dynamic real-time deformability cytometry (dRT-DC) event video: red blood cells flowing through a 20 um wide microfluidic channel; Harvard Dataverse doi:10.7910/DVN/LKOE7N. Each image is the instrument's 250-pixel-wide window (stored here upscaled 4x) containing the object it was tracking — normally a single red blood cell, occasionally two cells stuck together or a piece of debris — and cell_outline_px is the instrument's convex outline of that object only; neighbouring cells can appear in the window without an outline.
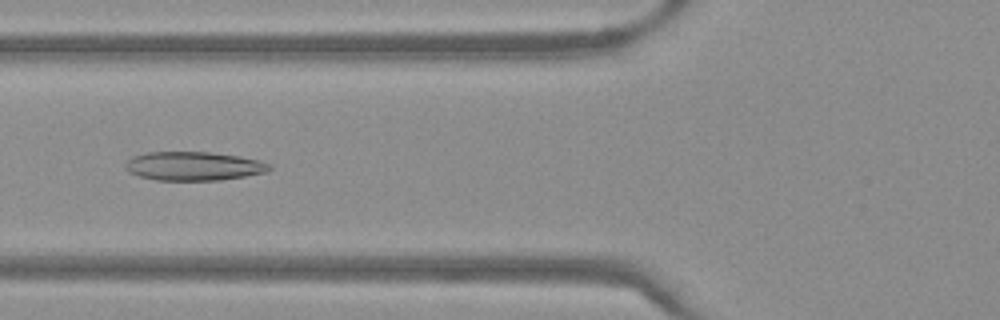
{"species": "Egyptian fruit bat (a non-hibernating species)", "species_latin": "Rousettus aegyptiacus", "temperature_condition": "warm", "stored_images_in_passage": 37, "camera_frame_rate_fps": 3000, "um_per_image_px": 0.085, "frame": {"image": 1, "passage_image": 7, "time_ms": 2.0, "image_size_px": [1000, 320], "cell_outline_px": [[272, 168], [268, 172], [220, 180], [156, 180], [140, 176], [128, 172], [124, 168], [124, 164], [132, 156], [148, 152], [212, 152], [240, 156], [260, 160], [272, 164]], "centroid_in_image_um": [16.48, 14.11], "position_along_channel_um": 109.3, "area_um2": 24.39}}
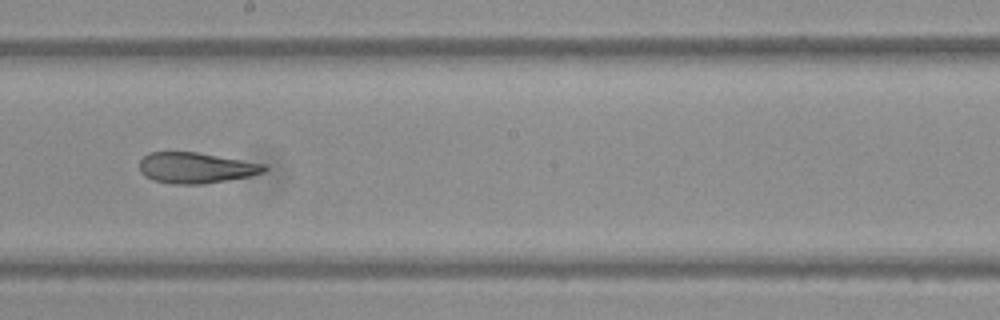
{"frame": {"image": 2, "passage_image": 16, "time_ms": 5.0, "image_size_px": [1000, 320], "cell_outline_px": [[268, 168], [264, 172], [252, 176], [204, 184], [172, 184], [152, 180], [144, 176], [140, 172], [140, 160], [148, 152], [196, 152], [264, 164]], "centroid_in_image_um": [16.63, 14.27], "position_along_channel_um": 231.6, "area_um2": 22.43}}
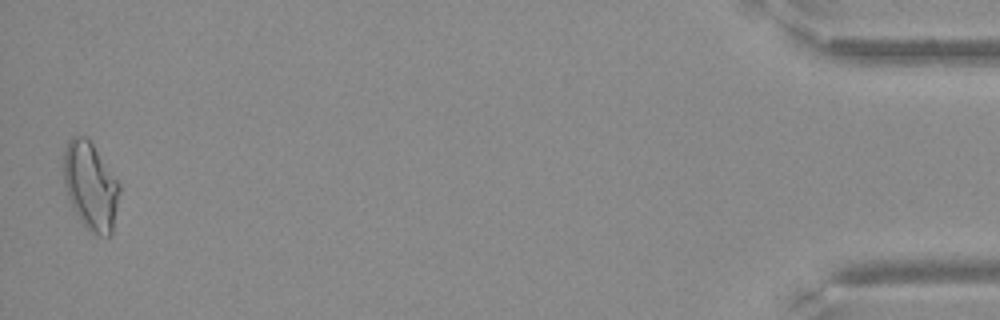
{"frame": {"image": 3, "passage_image": 37, "time_ms": 12.0, "image_size_px": [1000, 320], "cell_outline_px": [[120, 192], [112, 232], [108, 236], [96, 236], [80, 220], [68, 196], [64, 184], [64, 148], [68, 140], [72, 136], [84, 136], [92, 144], [120, 184]], "centroid_in_image_um": [7.7, 15.81], "position_along_channel_um": 427.5, "area_um2": 28.15}}